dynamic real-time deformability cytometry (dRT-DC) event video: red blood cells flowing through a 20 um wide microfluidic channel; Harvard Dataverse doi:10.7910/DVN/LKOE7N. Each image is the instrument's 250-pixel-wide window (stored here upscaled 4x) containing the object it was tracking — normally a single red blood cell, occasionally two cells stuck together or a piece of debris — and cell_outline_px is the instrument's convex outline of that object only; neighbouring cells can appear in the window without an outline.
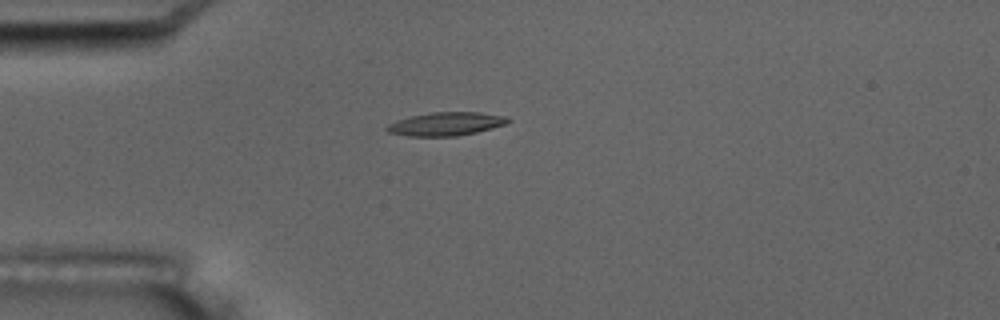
{"species": "common noctule bat (a hibernating species)", "species_latin": "Nyctalus noctula", "temperature_condition": "room temperature", "stored_images_in_passage": 9, "camera_frame_rate_fps": 3000, "um_per_image_px": 0.085, "animal": {"sex": "male", "body_mass_g": 17.5, "forearm_length_mm": 52.3}, "frame": {"image": 1, "passage_image": 4, "time_ms": 3.333, "image_size_px": [1000, 320], "cell_outline_px": [[512, 120], [504, 124], [492, 128], [476, 132], [456, 136], [408, 136], [388, 132], [384, 128], [388, 124], [396, 120], [412, 116], [432, 112], [480, 112], [508, 116]], "centroid_in_image_um": [37.92, 10.53], "position_along_channel_um": 47.1, "area_um2": 16.53}}
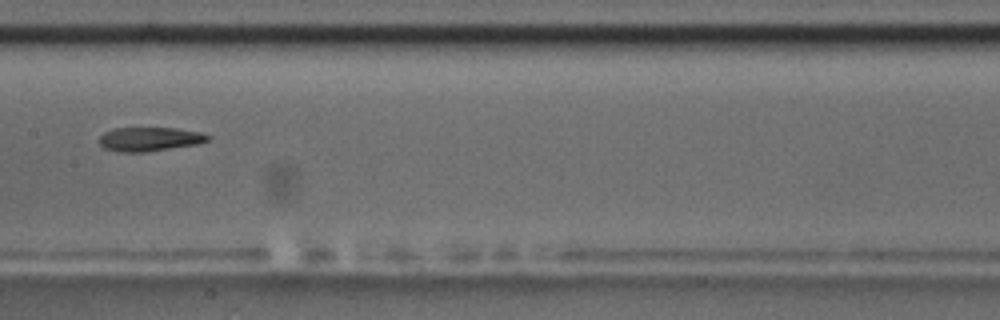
{"frame": {"image": 2, "passage_image": 8, "time_ms": 8.0, "image_size_px": [1000, 320], "cell_outline_px": [[212, 136], [208, 140], [200, 144], [144, 152], [120, 152], [104, 148], [100, 144], [100, 136], [104, 132], [112, 128], [176, 128], [200, 132]], "centroid_in_image_um": [12.73, 11.82], "position_along_channel_um": 194.7, "area_um2": 15.26}}